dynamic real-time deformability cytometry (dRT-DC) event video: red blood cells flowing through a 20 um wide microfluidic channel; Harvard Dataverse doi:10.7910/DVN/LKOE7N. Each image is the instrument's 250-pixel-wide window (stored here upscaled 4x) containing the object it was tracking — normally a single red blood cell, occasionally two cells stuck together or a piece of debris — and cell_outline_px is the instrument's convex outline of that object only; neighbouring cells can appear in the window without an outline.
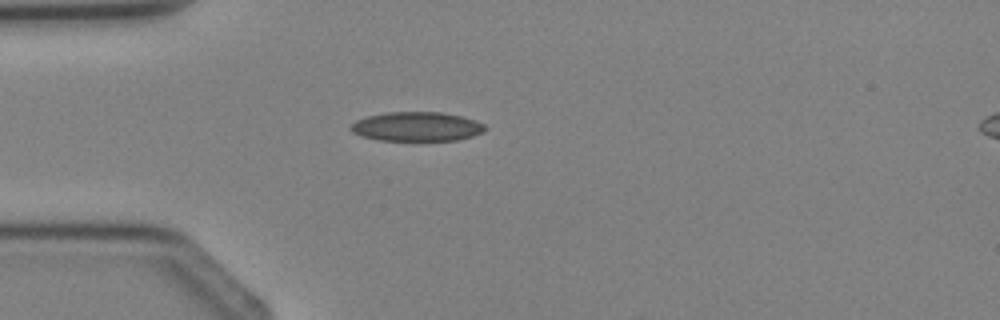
{"species": "Egyptian fruit bat (a non-hibernating species)", "species_latin": "Rousettus aegyptiacus", "temperature_condition": "cold", "stored_images_in_passage": 1, "camera_frame_rate_fps": 3000, "um_per_image_px": 0.085, "animal": {"sex": "female"}, "frame": {"image": 1, "passage_image": 1, "time_ms": 0.0, "image_size_px": [1000, 320], "cell_outline_px": [[488, 128], [484, 132], [472, 136], [456, 140], [380, 140], [360, 136], [352, 132], [348, 128], [356, 120], [368, 116], [388, 112], [440, 112], [460, 116], [476, 120], [484, 124]], "centroid_in_image_um": [35.43, 10.76], "position_along_channel_um": 49.6, "area_um2": 22.89}}